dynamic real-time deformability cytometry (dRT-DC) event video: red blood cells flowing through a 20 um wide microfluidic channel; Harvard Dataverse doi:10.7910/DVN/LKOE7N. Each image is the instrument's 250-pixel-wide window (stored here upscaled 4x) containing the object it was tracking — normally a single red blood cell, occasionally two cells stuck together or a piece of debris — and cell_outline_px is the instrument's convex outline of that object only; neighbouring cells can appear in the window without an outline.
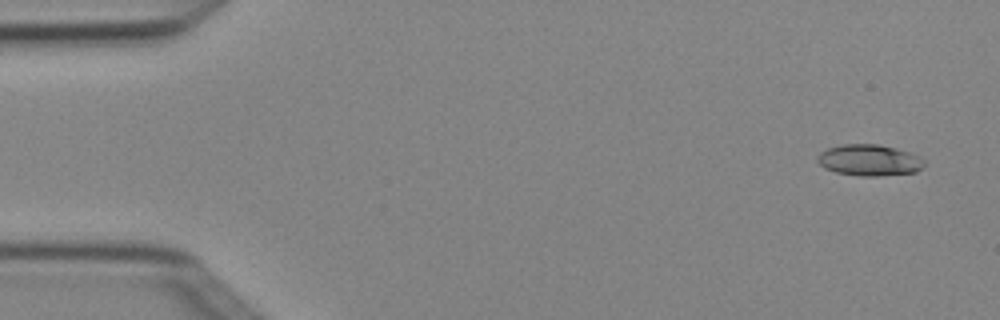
{"species": "Egyptian fruit bat (a non-hibernating species)", "species_latin": "Rousettus aegyptiacus", "temperature_condition": "cold", "stored_images_in_passage": 5, "camera_frame_rate_fps": 3000, "um_per_image_px": 0.085, "animal": {"sex": "female"}, "frame": {"image": 1, "passage_image": 1, "time_ms": 0.0, "image_size_px": [1000, 320], "cell_outline_px": [[924, 164], [916, 172], [876, 176], [860, 176], [836, 172], [824, 168], [816, 160], [816, 156], [820, 152], [828, 148], [844, 144], [880, 144], [896, 148], [920, 156], [924, 160]], "centroid_in_image_um": [73.87, 13.61], "position_along_channel_um": 11.1, "area_um2": 19.48}}
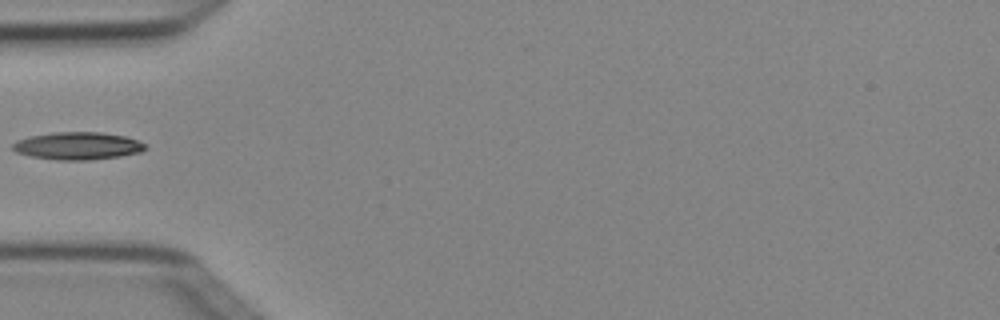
{"frame": {"image": 2, "passage_image": 4, "time_ms": 1.0, "image_size_px": [1000, 320], "cell_outline_px": [[148, 148], [140, 152], [120, 156], [92, 160], [56, 160], [32, 156], [16, 152], [12, 148], [12, 144], [16, 140], [28, 136], [52, 132], [100, 132], [124, 136], [136, 140], [144, 144]], "centroid_in_image_um": [6.57, 12.4], "position_along_channel_um": 78.4, "area_um2": 21.33}}
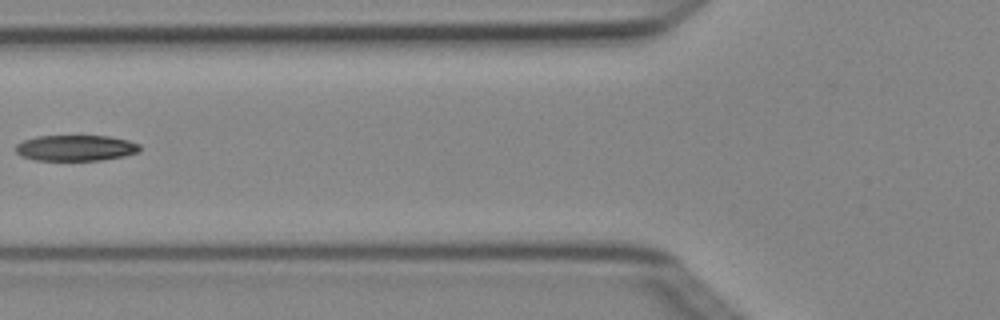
{"frame": {"image": 3, "passage_image": 5, "time_ms": 1.333, "image_size_px": [1000, 320], "cell_outline_px": [[140, 152], [124, 156], [104, 160], [36, 160], [20, 156], [16, 152], [16, 144], [24, 140], [36, 136], [108, 136], [128, 140], [140, 144]], "centroid_in_image_um": [6.45, 12.58], "position_along_channel_um": 119.4, "area_um2": 18.79}}